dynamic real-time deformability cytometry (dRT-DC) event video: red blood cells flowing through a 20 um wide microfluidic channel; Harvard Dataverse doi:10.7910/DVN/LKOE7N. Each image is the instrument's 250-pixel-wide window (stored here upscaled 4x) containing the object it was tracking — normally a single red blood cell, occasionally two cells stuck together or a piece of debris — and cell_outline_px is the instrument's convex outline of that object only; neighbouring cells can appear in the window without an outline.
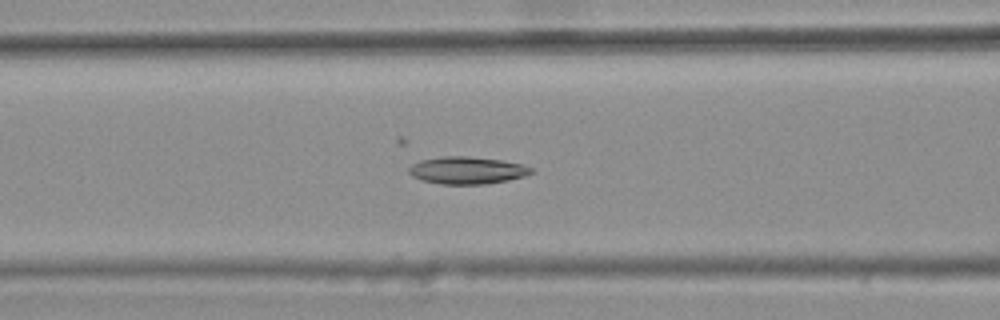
{"species": "common noctule bat (a hibernating species)", "species_latin": "Nyctalus noctula", "temperature_condition": "warm", "stored_images_in_passage": 48, "camera_frame_rate_fps": 3000, "um_per_image_px": 0.085, "animal": {"sex": "female", "body_mass_g": 25.1}, "frame": {"image": 1, "passage_image": 23, "time_ms": 7.333, "image_size_px": [1000, 320], "cell_outline_px": [[536, 172], [524, 176], [508, 180], [488, 184], [440, 184], [424, 180], [412, 176], [408, 172], [408, 168], [412, 164], [420, 160], [444, 156], [468, 156], [500, 160], [524, 164], [532, 168]], "centroid_in_image_um": [39.73, 14.48], "position_along_channel_um": 126.9, "area_um2": 19.54}}
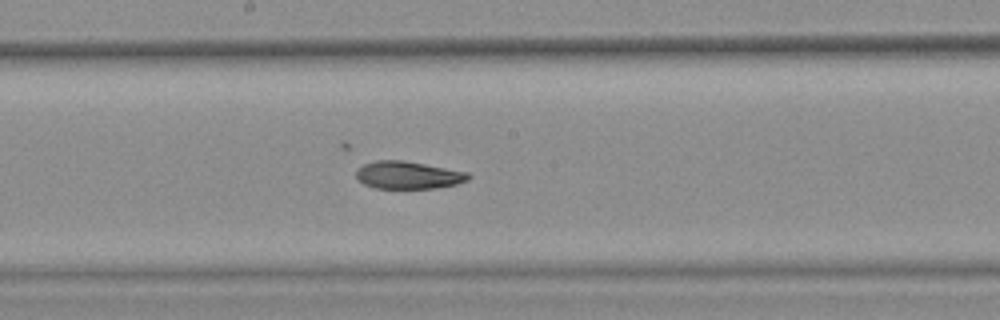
{"frame": {"image": 2, "passage_image": 30, "time_ms": 9.667, "image_size_px": [1000, 320], "cell_outline_px": [[472, 176], [468, 180], [456, 184], [436, 188], [376, 188], [364, 184], [356, 176], [356, 168], [364, 164], [376, 160], [404, 160], [468, 172]], "centroid_in_image_um": [34.7, 14.87], "position_along_channel_um": 213.5, "area_um2": 18.03}}
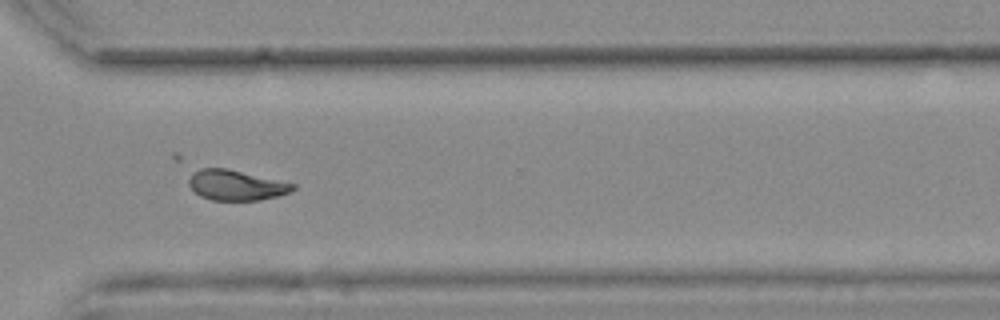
{"frame": {"image": 3, "passage_image": 41, "time_ms": 13.333, "image_size_px": [1000, 320], "cell_outline_px": [[296, 188], [288, 192], [276, 196], [260, 200], [212, 200], [200, 196], [188, 184], [188, 180], [192, 172], [200, 168], [228, 168], [296, 184]], "centroid_in_image_um": [20.04, 15.73], "position_along_channel_um": 350.6, "area_um2": 18.32}, "authors_computed_cell_mechanics": {"area_um2": 19.4208, "velocity_mm_per_s": 3.7291, "shape_relaxation_time_tau1_ms": null, "shape_relaxation_time_tau2_ms": 3.3661, "deformation_change_tau1": null, "deformation_change_tau2": 0.0961}}